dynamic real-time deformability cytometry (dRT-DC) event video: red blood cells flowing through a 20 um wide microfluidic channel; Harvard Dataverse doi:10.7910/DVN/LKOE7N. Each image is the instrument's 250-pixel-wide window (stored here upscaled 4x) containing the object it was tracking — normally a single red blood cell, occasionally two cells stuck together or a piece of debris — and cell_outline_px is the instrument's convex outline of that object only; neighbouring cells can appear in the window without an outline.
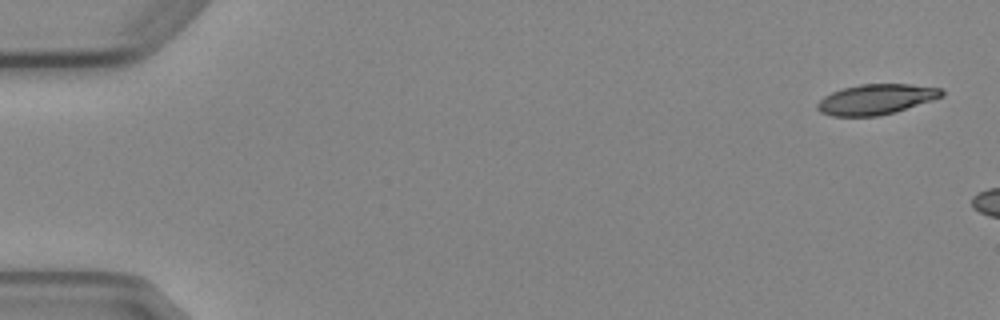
{"species": "Egyptian fruit bat (a non-hibernating species)", "species_latin": "Rousettus aegyptiacus", "temperature_condition": "cold", "stored_images_in_passage": 3, "camera_frame_rate_fps": 3000, "um_per_image_px": 0.085, "animal": {"sex": "female"}, "frame": {"image": 1, "passage_image": 1, "time_ms": 0.0, "image_size_px": [1000, 320], "cell_outline_px": [[944, 96], [896, 112], [876, 116], [832, 116], [820, 112], [816, 108], [816, 104], [824, 96], [832, 92], [844, 88], [860, 84], [908, 84], [940, 88], [944, 92]], "centroid_in_image_um": [74.45, 8.44], "position_along_channel_um": 10.5, "area_um2": 21.91}}